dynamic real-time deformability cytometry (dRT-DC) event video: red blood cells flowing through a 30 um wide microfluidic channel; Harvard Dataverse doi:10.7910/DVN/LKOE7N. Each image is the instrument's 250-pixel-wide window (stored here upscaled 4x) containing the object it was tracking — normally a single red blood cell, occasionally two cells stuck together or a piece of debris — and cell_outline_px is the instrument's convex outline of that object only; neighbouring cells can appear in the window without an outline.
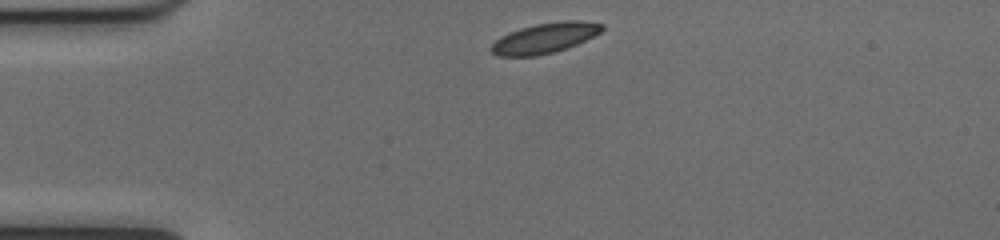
{"species": "common noctule bat (a hibernating species)", "species_latin": "Nyctalus noctula", "temperature_condition": "cold", "stored_images_in_passage": 41, "camera_frame_rate_fps": 3000, "um_per_image_px": 0.085, "animal": {"sex": "female", "body_mass_g": 17.0, "forearm_length_mm": 48.0}, "frame": {"image": 1, "passage_image": 1, "time_ms": 0.0, "image_size_px": [1000, 240], "cell_outline_px": [[604, 28], [600, 32], [568, 48], [536, 56], [496, 56], [488, 48], [500, 36], [508, 32], [520, 28], [536, 24], [560, 20], [580, 20], [604, 24]], "centroid_in_image_um": [46.27, 3.22], "position_along_channel_um": 38.7, "area_um2": 19.59}}
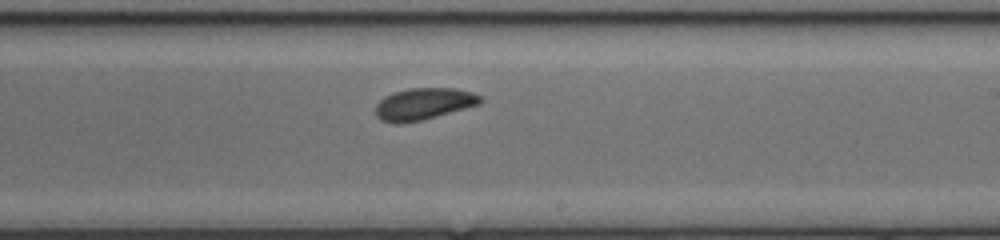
{"frame": {"image": 2, "passage_image": 20, "time_ms": 6.333, "image_size_px": [1000, 240], "cell_outline_px": [[484, 100], [480, 104], [420, 120], [400, 124], [392, 124], [380, 120], [376, 116], [376, 104], [384, 96], [392, 92], [408, 88], [456, 88], [472, 92], [484, 96]], "centroid_in_image_um": [36.0, 8.82], "position_along_channel_um": 253.0, "area_um2": 19.59}}
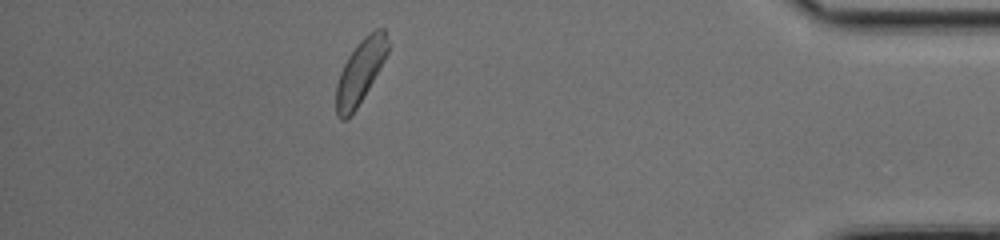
{"frame": {"image": 3, "passage_image": 35, "time_ms": 11.333, "image_size_px": [1000, 240], "cell_outline_px": [[388, 52], [380, 68], [356, 108], [348, 120], [340, 120], [336, 116], [336, 84], [340, 72], [348, 56], [356, 44], [364, 36], [376, 28], [384, 28], [388, 40]], "centroid_in_image_um": [30.6, 6.09], "position_along_channel_um": 404.6, "area_um2": 19.13}, "authors_computed_cell_mechanics": {"area_um2": 19.4208, "velocity_mm_per_s": 3.9694, "shape_relaxation_time_tau1_ms": 9.3585, "shape_relaxation_time_tau2_ms": null, "deformation_change_tau1": 0.1647, "deformation_change_tau2": null}}